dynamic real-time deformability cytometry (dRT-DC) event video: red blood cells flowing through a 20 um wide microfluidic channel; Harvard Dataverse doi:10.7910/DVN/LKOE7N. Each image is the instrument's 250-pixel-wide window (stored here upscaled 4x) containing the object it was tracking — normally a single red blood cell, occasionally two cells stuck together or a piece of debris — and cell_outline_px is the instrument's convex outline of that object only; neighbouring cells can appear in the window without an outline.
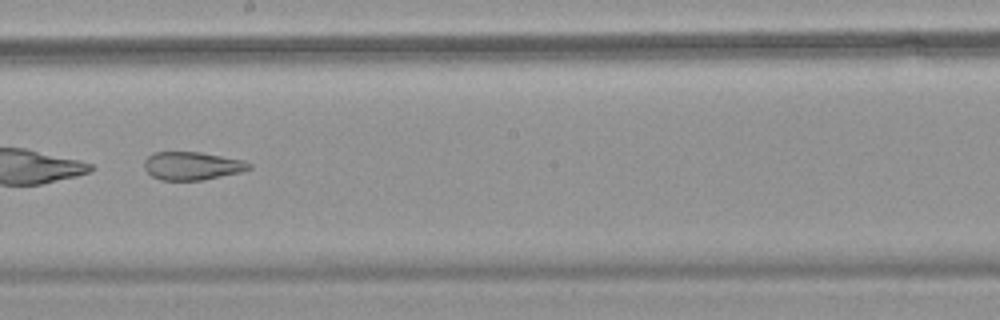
{"species": "common noctule bat (a hibernating species)", "species_latin": "Nyctalus noctula", "temperature_condition": "warm", "stored_images_in_passage": 56, "camera_frame_rate_fps": 3000, "um_per_image_px": 0.085, "animal": {"sex": "female", "body_mass_g": 18.4}, "frame": {"image": 1, "passage_image": 34, "time_ms": 11.0, "image_size_px": [1000, 320], "cell_outline_px": [[252, 168], [240, 172], [204, 180], [160, 180], [152, 176], [144, 168], [144, 160], [152, 152], [200, 152], [244, 160], [252, 164]], "centroid_in_image_um": [16.33, 14.09], "position_along_channel_um": 231.9, "area_um2": 17.28}}